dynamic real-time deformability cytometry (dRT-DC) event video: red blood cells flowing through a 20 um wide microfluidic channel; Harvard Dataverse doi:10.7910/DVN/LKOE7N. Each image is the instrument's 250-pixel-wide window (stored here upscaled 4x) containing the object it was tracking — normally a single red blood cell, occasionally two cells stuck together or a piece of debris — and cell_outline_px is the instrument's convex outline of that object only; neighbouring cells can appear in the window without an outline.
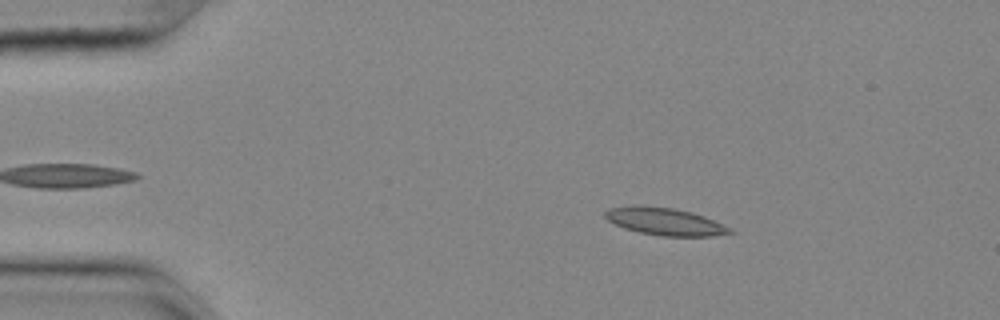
{"species": "common noctule bat (a hibernating species)", "species_latin": "Nyctalus noctula", "temperature_condition": "cold", "stored_images_in_passage": 47, "camera_frame_rate_fps": 3000, "um_per_image_px": 0.085, "animal": {"sex": "female", "body_mass_g": 25.1}, "frame": {"image": 1, "passage_image": 9, "time_ms": 2.667, "image_size_px": [1000, 320], "cell_outline_px": [[736, 232], [712, 236], [664, 236], [640, 232], [624, 228], [608, 220], [604, 216], [604, 212], [608, 208], [636, 204], [640, 204], [672, 208], [692, 212], [704, 216], [732, 228]], "centroid_in_image_um": [56.51, 18.81], "position_along_channel_um": 28.5, "area_um2": 20.06}}
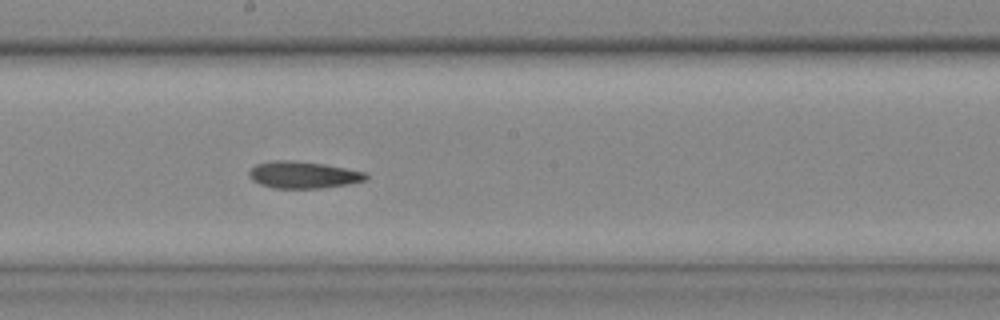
{"frame": {"image": 2, "passage_image": 30, "time_ms": 9.667, "image_size_px": [1000, 320], "cell_outline_px": [[368, 180], [348, 184], [324, 188], [272, 188], [260, 184], [252, 180], [248, 176], [248, 172], [256, 164], [272, 160], [292, 160], [324, 164], [368, 172]], "centroid_in_image_um": [25.79, 14.86], "position_along_channel_um": 222.4, "area_um2": 18.55}}
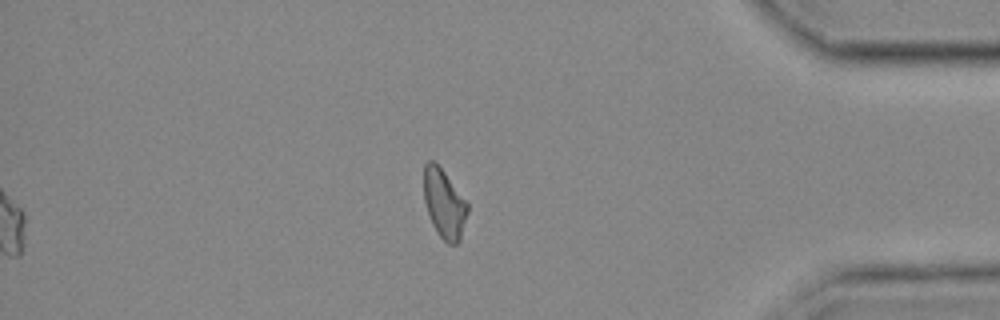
{"frame": {"image": 3, "passage_image": 47, "time_ms": 15.333, "image_size_px": [1000, 320], "cell_outline_px": [[468, 212], [460, 240], [456, 244], [448, 244], [436, 232], [428, 216], [424, 200], [424, 164], [428, 160], [432, 160], [444, 172], [468, 204]], "centroid_in_image_um": [37.74, 17.34], "position_along_channel_um": 397.5, "area_um2": 17.46}, "authors_computed_cell_mechanics": {"area_um2": 18.785, "velocity_mm_per_s": 3.6289, "shape_relaxation_time_tau1_ms": null, "shape_relaxation_time_tau2_ms": 5.2849, "deformation_change_tau1": null, "deformation_change_tau2": 0.1274}}